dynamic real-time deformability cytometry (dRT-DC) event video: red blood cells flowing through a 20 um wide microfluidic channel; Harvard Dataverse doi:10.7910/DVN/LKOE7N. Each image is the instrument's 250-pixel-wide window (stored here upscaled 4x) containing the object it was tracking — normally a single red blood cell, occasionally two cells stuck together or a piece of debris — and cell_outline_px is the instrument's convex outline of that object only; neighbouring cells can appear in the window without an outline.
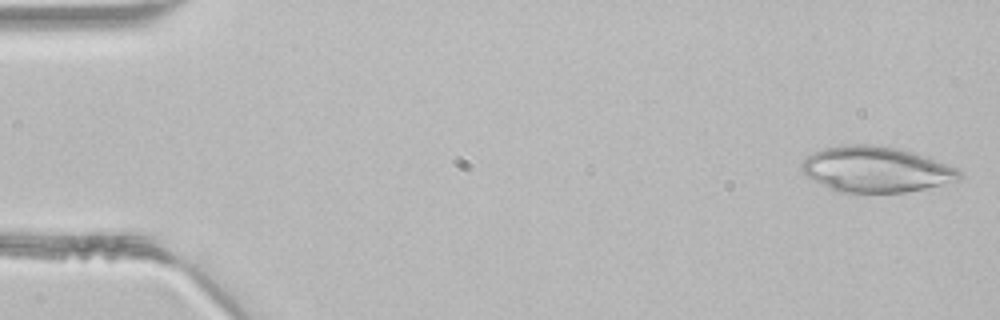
{"species": "common noctule bat (a hibernating species)", "species_latin": "Nyctalus noctula", "temperature_condition": "room temperature", "stored_images_in_passage": 44, "camera_frame_rate_fps": 3000, "um_per_image_px": 0.085, "animal": {"sex": "male", "body_mass_g": 21.5, "forearm_length_mm": 52.0}, "frame": {"image": 1, "passage_image": 1, "time_ms": 0.0, "image_size_px": [1000, 320], "cell_outline_px": [[964, 176], [956, 180], [924, 188], [904, 192], [840, 192], [804, 176], [800, 168], [804, 160], [812, 152], [824, 148], [852, 144], [872, 144], [900, 148], [928, 156], [960, 168]], "centroid_in_image_um": [74.49, 14.37], "position_along_channel_um": 10.5, "area_um2": 42.08}}
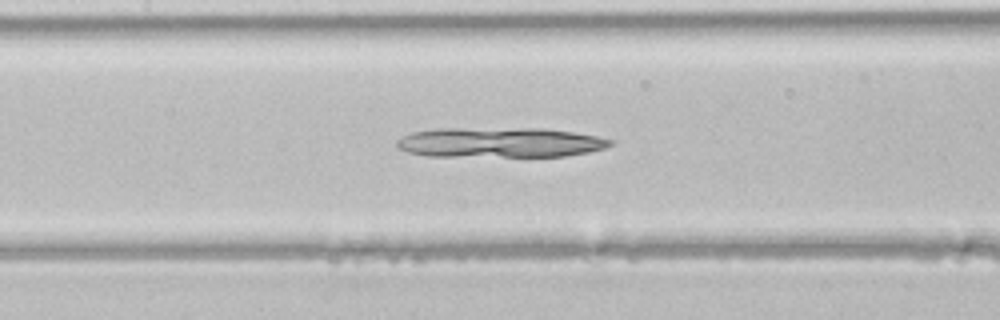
{"frame": {"image": 2, "passage_image": 20, "time_ms": 6.333, "image_size_px": [1000, 320], "cell_outline_px": [[612, 144], [604, 148], [588, 152], [564, 156], [428, 156], [408, 152], [400, 148], [396, 144], [396, 140], [412, 132], [436, 128], [544, 128], [572, 132], [596, 136], [612, 140]], "centroid_in_image_um": [42.47, 12.1], "position_along_channel_um": 164.9, "area_um2": 37.28}}
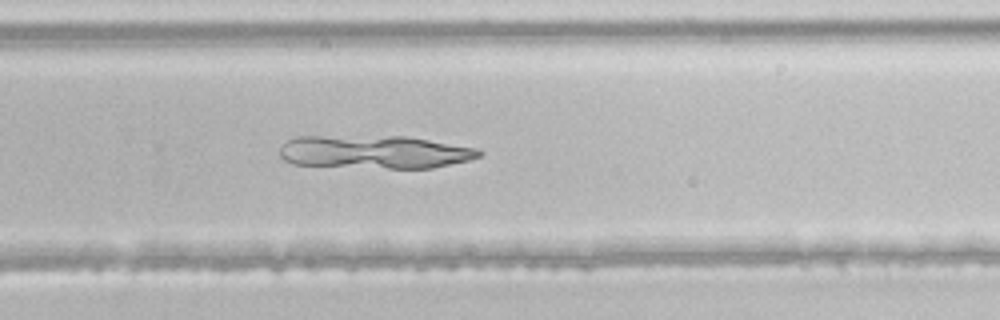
{"frame": {"image": 3, "passage_image": 29, "time_ms": 9.333, "image_size_px": [1000, 320], "cell_outline_px": [[484, 152], [480, 156], [468, 160], [432, 168], [388, 168], [292, 164], [284, 160], [280, 156], [280, 148], [288, 140], [296, 136], [404, 136], [480, 148]], "centroid_in_image_um": [31.85, 12.91], "position_along_channel_um": 297.9, "area_um2": 38.55}}